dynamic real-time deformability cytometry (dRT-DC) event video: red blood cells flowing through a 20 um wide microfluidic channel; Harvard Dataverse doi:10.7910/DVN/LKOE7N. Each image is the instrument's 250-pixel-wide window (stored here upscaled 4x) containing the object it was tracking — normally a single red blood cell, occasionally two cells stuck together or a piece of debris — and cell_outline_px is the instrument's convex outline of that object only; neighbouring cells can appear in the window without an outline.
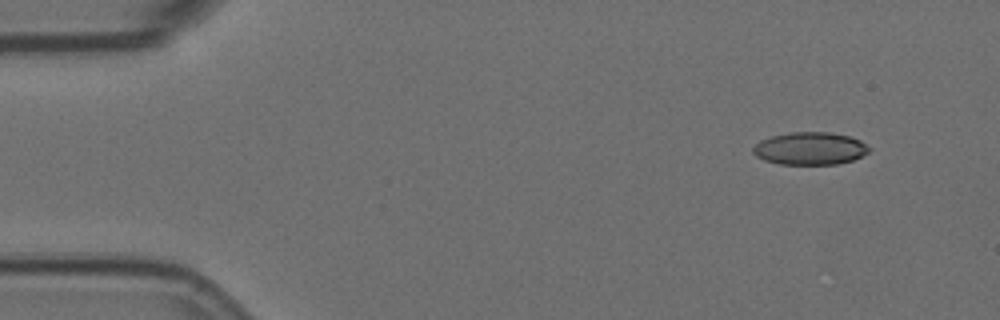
{"species": "Egyptian fruit bat (a non-hibernating species)", "species_latin": "Rousettus aegyptiacus", "temperature_condition": "room temperature", "stored_images_in_passage": 4, "camera_frame_rate_fps": 3000, "um_per_image_px": 0.085, "animal": {"sex": "female"}, "frame": {"image": 1, "passage_image": 1, "time_ms": 0.0, "image_size_px": [1000, 320], "cell_outline_px": [[872, 148], [868, 152], [852, 160], [836, 164], [780, 164], [764, 160], [756, 156], [752, 152], [752, 148], [760, 140], [772, 136], [792, 132], [828, 132], [848, 136], [860, 140]], "centroid_in_image_um": [68.84, 12.62], "position_along_channel_um": 16.2, "area_um2": 21.96}}
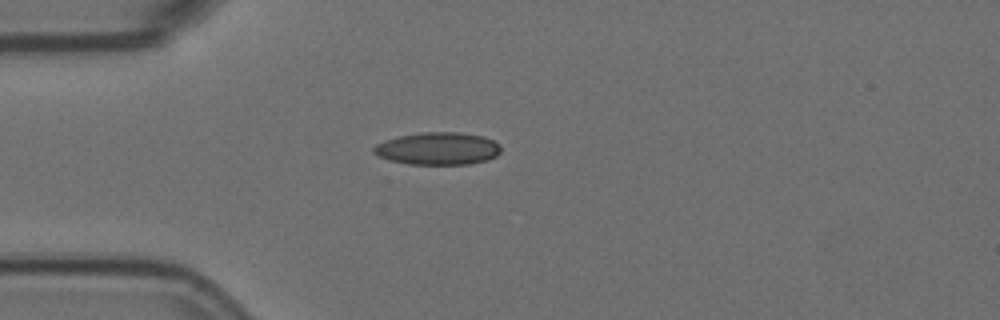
{"frame": {"image": 2, "passage_image": 4, "time_ms": 1.0, "image_size_px": [1000, 320], "cell_outline_px": [[500, 152], [496, 156], [488, 160], [468, 164], [408, 164], [388, 160], [372, 152], [372, 148], [376, 144], [384, 140], [396, 136], [424, 132], [460, 132], [484, 136], [500, 144]], "centroid_in_image_um": [37.21, 12.62], "position_along_channel_um": 47.8, "area_um2": 24.28}}